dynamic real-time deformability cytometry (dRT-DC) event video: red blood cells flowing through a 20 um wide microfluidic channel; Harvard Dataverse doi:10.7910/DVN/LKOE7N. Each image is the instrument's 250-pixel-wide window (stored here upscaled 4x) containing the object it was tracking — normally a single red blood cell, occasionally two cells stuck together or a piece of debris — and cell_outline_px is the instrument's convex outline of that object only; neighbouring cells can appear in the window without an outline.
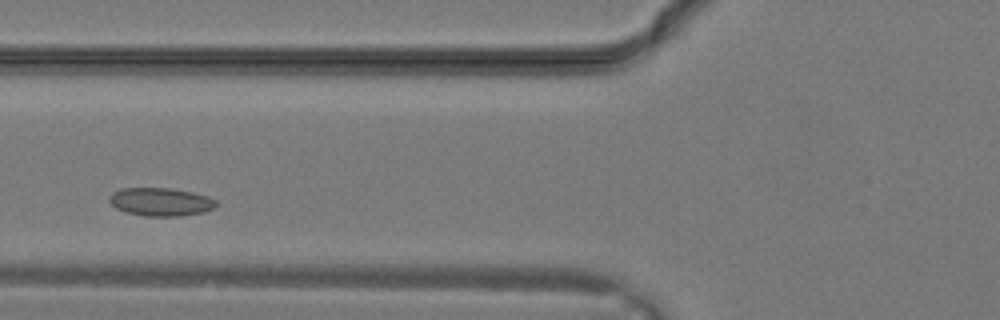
{"species": "common noctule bat (a hibernating species)", "species_latin": "Nyctalus noctula", "temperature_condition": "warm", "stored_images_in_passage": 24, "camera_frame_rate_fps": 3000, "um_per_image_px": 0.085, "animal": {"sex": "male", "body_mass_g": 19.2, "forearm_length_mm": 51.8}, "frame": {"image": 1, "passage_image": 5, "time_ms": 1.333, "image_size_px": [1000, 320], "cell_outline_px": [[216, 204], [212, 208], [204, 212], [180, 216], [144, 216], [124, 212], [116, 208], [108, 200], [112, 192], [120, 188], [168, 188], [192, 192], [208, 196], [216, 200]], "centroid_in_image_um": [13.62, 17.16], "position_along_channel_um": 112.2, "area_um2": 17.57}}
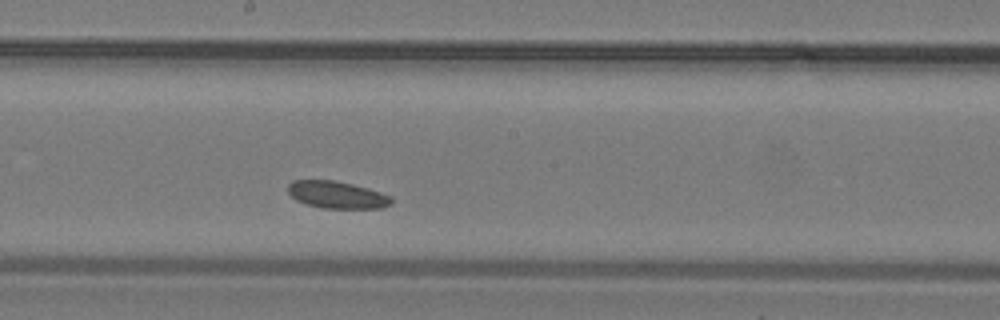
{"frame": {"image": 2, "passage_image": 10, "time_ms": 3.0, "image_size_px": [1000, 320], "cell_outline_px": [[392, 204], [380, 208], [320, 208], [296, 200], [288, 192], [288, 184], [292, 180], [336, 180], [368, 188], [392, 196]], "centroid_in_image_um": [28.65, 16.55], "position_along_channel_um": 219.6, "area_um2": 16.42}}
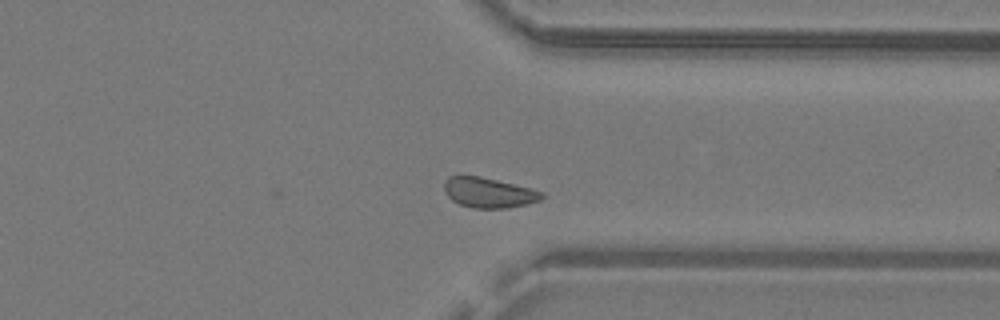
{"frame": {"image": 3, "passage_image": 17, "time_ms": 5.333, "image_size_px": [1000, 320], "cell_outline_px": [[544, 196], [540, 200], [528, 204], [508, 208], [472, 208], [460, 204], [452, 200], [444, 192], [444, 180], [448, 176], [480, 176], [532, 188], [544, 192]], "centroid_in_image_um": [41.55, 16.37], "position_along_channel_um": 369.9, "area_um2": 17.28}}